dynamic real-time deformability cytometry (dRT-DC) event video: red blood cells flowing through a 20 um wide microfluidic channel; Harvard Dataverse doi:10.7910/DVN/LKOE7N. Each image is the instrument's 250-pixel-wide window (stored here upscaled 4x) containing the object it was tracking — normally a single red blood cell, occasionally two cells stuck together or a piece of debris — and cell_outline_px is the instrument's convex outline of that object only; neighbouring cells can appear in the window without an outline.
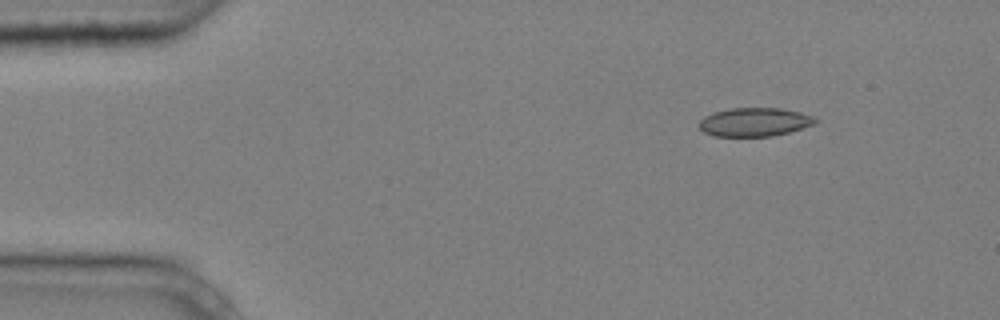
{"species": "common noctule bat (a hibernating species)", "species_latin": "Nyctalus noctula", "temperature_condition": "cold", "stored_images_in_passage": 4, "segment_of_instrument_passage": [1, 2], "camera_frame_rate_fps": 3000, "um_per_image_px": 0.085, "animal": {"sex": "male", "body_mass_g": 20.4}, "frame": {"image": 1, "passage_image": 1, "time_ms": 0.0, "image_size_px": [1000, 320], "cell_outline_px": [[820, 120], [812, 124], [788, 132], [772, 136], [712, 136], [704, 132], [700, 128], [700, 120], [704, 116], [712, 112], [732, 108], [780, 108], [800, 112], [812, 116]], "centroid_in_image_um": [64.1, 10.37], "position_along_channel_um": 20.9, "area_um2": 19.25}}
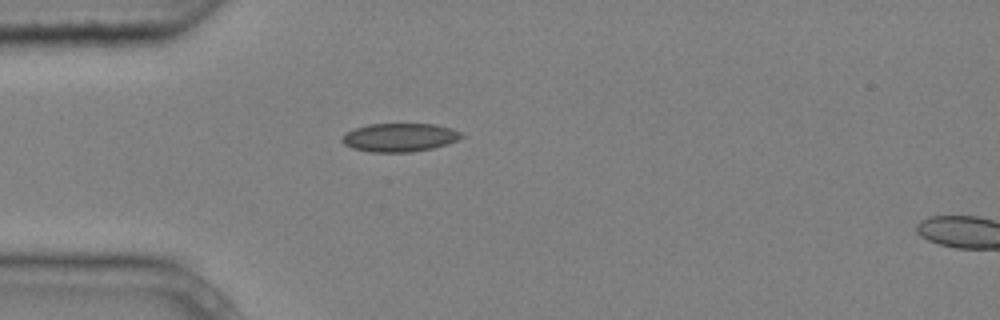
{"frame": {"image": 2, "passage_image": 3, "time_ms": 0.667, "image_size_px": [1000, 320], "cell_outline_px": [[464, 136], [448, 144], [432, 148], [412, 152], [372, 152], [352, 148], [344, 144], [340, 140], [348, 132], [356, 128], [368, 124], [436, 124], [452, 128], [460, 132]], "centroid_in_image_um": [33.99, 11.68], "position_along_channel_um": 51.0, "area_um2": 19.71}}